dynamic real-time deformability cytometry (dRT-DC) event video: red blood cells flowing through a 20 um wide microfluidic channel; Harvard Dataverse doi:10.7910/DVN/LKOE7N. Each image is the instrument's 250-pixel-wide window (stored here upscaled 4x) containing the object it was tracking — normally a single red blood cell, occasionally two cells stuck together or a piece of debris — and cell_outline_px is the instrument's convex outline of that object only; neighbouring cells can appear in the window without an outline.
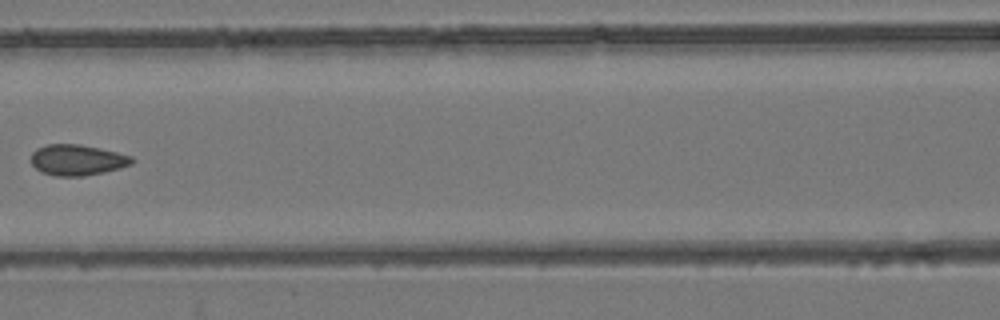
{"species": "common noctule bat (a hibernating species)", "species_latin": "Nyctalus noctula", "temperature_condition": "room temperature", "stored_images_in_passage": 7, "camera_frame_rate_fps": 3000, "um_per_image_px": 0.085, "animal": {"sex": "female", "body_mass_g": 24.6, "forearm_length_mm": 56.2}, "frame": {"image": 1, "passage_image": 6, "time_ms": 7.333, "image_size_px": [1000, 320], "cell_outline_px": [[136, 160], [132, 164], [120, 168], [104, 172], [84, 176], [56, 176], [40, 172], [32, 164], [32, 152], [36, 148], [48, 144], [80, 144], [100, 148], [132, 156]], "centroid_in_image_um": [6.58, 13.6], "position_along_channel_um": 160.0, "area_um2": 18.21}}
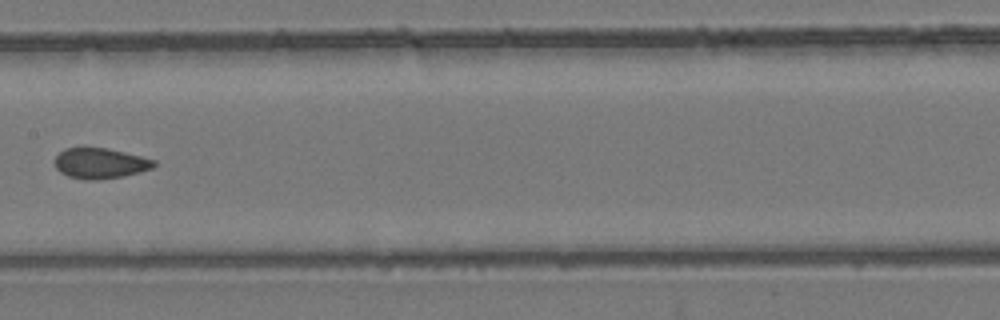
{"frame": {"image": 2, "passage_image": 7, "time_ms": 8.333, "image_size_px": [1000, 320], "cell_outline_px": [[156, 164], [152, 168], [140, 172], [124, 176], [100, 180], [84, 180], [68, 176], [60, 172], [56, 168], [56, 156], [64, 148], [108, 148], [156, 160]], "centroid_in_image_um": [8.53, 13.89], "position_along_channel_um": 198.9, "area_um2": 17.63}}